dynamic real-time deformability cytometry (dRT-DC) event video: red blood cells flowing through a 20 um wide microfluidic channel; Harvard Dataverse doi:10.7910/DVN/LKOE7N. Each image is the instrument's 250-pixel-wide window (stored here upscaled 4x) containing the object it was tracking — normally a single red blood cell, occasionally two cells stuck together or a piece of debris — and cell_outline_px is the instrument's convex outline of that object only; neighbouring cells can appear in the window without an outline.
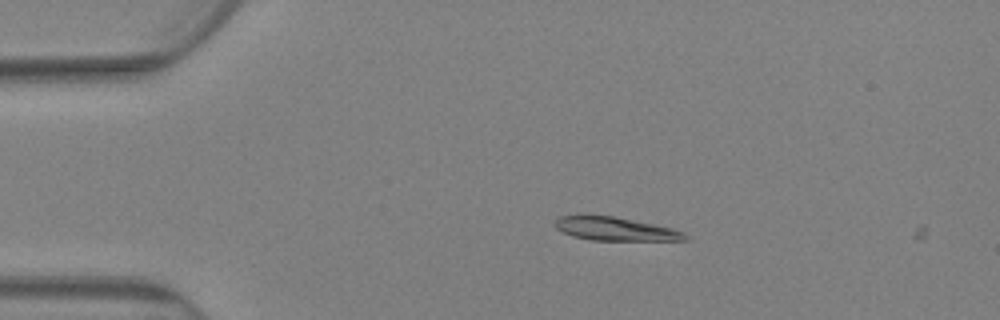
{"species": "Egyptian fruit bat (a non-hibernating species)", "species_latin": "Rousettus aegyptiacus", "temperature_condition": "warm", "stored_images_in_passage": 3, "camera_frame_rate_fps": 3000, "um_per_image_px": 0.085, "animal": {"sex": "female"}, "frame": {"image": 1, "passage_image": 2, "time_ms": 0.333, "image_size_px": [1000, 320], "cell_outline_px": [[688, 240], [588, 240], [572, 236], [556, 228], [552, 224], [560, 216], [576, 212], [588, 212], [616, 216], [672, 228], [684, 232], [688, 236]], "centroid_in_image_um": [52.17, 19.4], "position_along_channel_um": 32.8, "area_um2": 18.61}}